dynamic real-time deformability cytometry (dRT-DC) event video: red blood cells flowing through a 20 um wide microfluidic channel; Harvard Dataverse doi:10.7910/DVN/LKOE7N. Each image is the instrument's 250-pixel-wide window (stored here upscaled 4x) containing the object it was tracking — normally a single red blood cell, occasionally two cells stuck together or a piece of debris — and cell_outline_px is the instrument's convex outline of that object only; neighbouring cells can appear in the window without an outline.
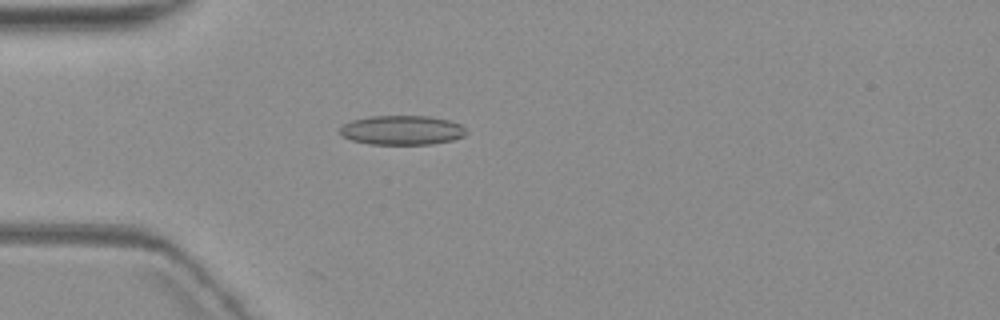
{"species": "common noctule bat (a hibernating species)", "species_latin": "Nyctalus noctula", "temperature_condition": "warm", "stored_images_in_passage": 4, "camera_frame_rate_fps": 3000, "um_per_image_px": 0.085, "animal": {"sex": "female", "body_mass_g": 19.3, "forearm_length_mm": 54.1}, "frame": {"image": 1, "passage_image": 4, "time_ms": 4.0, "image_size_px": [1000, 320], "cell_outline_px": [[468, 132], [464, 136], [452, 140], [432, 144], [368, 144], [352, 140], [340, 136], [340, 128], [344, 124], [352, 120], [368, 116], [432, 116], [448, 120], [460, 124]], "centroid_in_image_um": [34.16, 11.06], "position_along_channel_um": 50.8, "area_um2": 21.73}}